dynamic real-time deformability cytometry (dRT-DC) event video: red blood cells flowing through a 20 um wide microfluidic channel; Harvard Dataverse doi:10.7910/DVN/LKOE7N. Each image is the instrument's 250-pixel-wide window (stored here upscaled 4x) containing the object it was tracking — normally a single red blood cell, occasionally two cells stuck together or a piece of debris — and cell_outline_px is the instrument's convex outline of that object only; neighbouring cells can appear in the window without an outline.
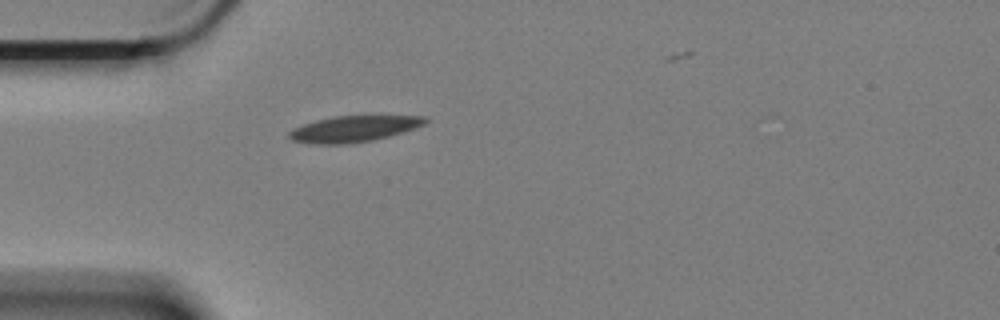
{"species": "Egyptian fruit bat (a non-hibernating species)", "species_latin": "Rousettus aegyptiacus", "temperature_condition": "cold", "stored_images_in_passage": 44, "camera_frame_rate_fps": 3000, "um_per_image_px": 0.085, "animal": {"sex": "female"}, "frame": {"image": 1, "passage_image": 1, "time_ms": 0.0, "image_size_px": [1000, 320], "cell_outline_px": [[428, 120], [424, 124], [416, 128], [388, 136], [372, 140], [344, 144], [316, 144], [292, 140], [288, 136], [288, 132], [292, 128], [316, 120], [332, 116], [424, 116]], "centroid_in_image_um": [30.04, 10.95], "position_along_channel_um": 55.0, "area_um2": 20.52}}
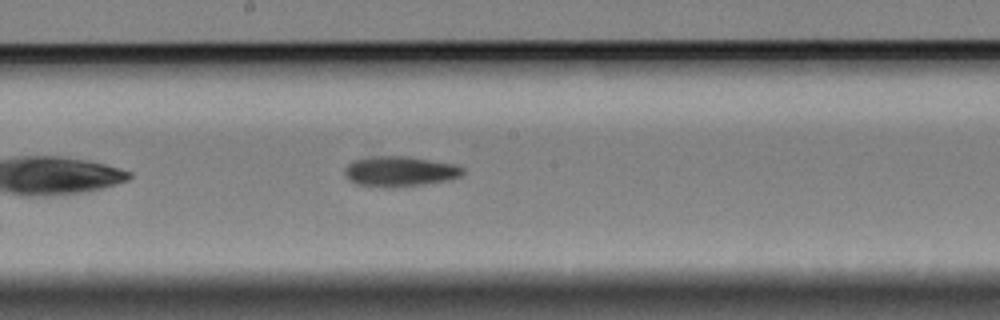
{"frame": {"image": 2, "passage_image": 16, "time_ms": 5.0, "image_size_px": [1000, 320], "cell_outline_px": [[464, 172], [460, 176], [448, 180], [424, 184], [396, 188], [384, 188], [356, 184], [348, 180], [344, 172], [344, 168], [352, 160], [368, 156], [408, 156], [452, 164], [464, 168]], "centroid_in_image_um": [33.92, 14.58], "position_along_channel_um": 214.3, "area_um2": 21.1}}
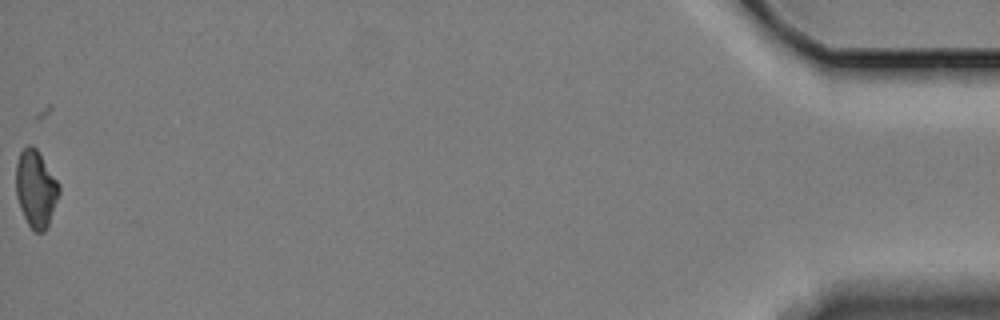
{"frame": {"image": 3, "passage_image": 44, "time_ms": 14.333, "image_size_px": [1000, 320], "cell_outline_px": [[60, 192], [48, 224], [44, 232], [32, 232], [20, 208], [16, 196], [16, 164], [20, 152], [28, 144], [32, 144], [36, 148], [60, 184]], "centroid_in_image_um": [3.04, 16.04], "position_along_channel_um": 432.2, "area_um2": 19.36}, "authors_computed_cell_mechanics": {"area_um2": 20.0566, "velocity_mm_per_s": 3.3655, "shape_relaxation_time_tau1_ms": null, "shape_relaxation_time_tau2_ms": 5.4607, "deformation_change_tau1": null, "deformation_change_tau2": 0.1087}}